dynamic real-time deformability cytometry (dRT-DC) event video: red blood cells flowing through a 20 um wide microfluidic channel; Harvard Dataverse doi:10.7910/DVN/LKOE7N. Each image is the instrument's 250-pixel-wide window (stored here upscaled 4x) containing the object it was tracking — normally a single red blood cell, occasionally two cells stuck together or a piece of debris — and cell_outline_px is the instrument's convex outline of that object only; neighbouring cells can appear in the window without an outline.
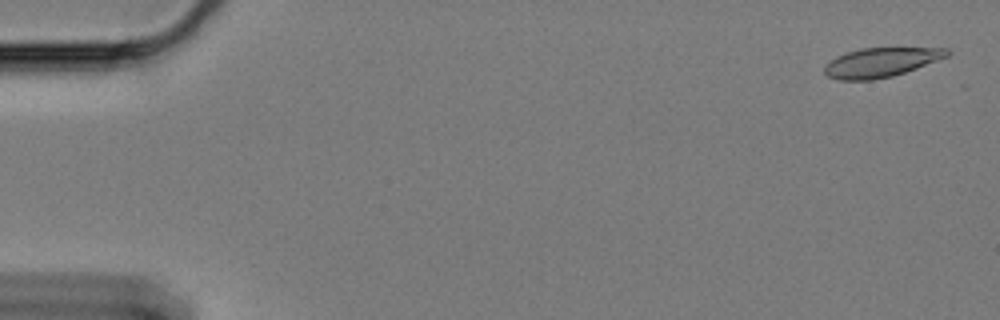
{"species": "Egyptian fruit bat (a non-hibernating species)", "species_latin": "Rousettus aegyptiacus", "temperature_condition": "cold", "stored_images_in_passage": 14, "camera_frame_rate_fps": 3000, "um_per_image_px": 0.085, "animal": {"sex": "female"}, "frame": {"image": 1, "passage_image": 2, "time_ms": 0.333, "image_size_px": [1000, 320], "cell_outline_px": [[952, 52], [948, 56], [916, 68], [892, 76], [872, 80], [840, 80], [828, 76], [824, 72], [824, 68], [836, 56], [860, 48], [948, 48]], "centroid_in_image_um": [74.89, 5.3], "position_along_channel_um": 10.1, "area_um2": 20.69}}